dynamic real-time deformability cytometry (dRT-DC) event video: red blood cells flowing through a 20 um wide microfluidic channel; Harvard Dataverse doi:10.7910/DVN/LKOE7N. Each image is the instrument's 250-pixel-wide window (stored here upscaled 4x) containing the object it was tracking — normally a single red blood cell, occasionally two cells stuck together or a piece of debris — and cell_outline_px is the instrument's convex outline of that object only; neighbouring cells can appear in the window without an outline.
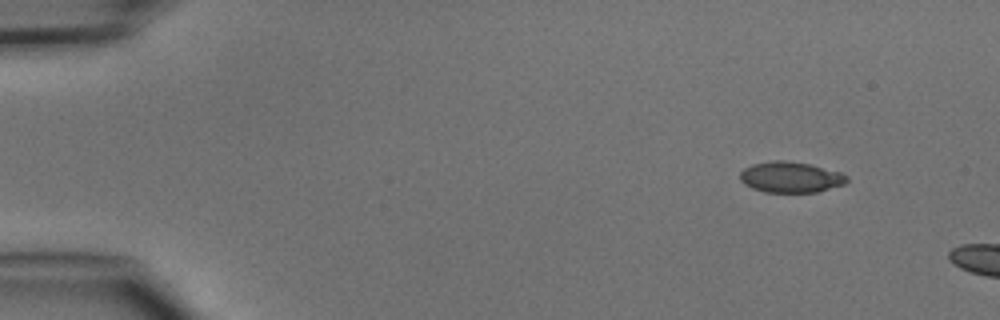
{"species": "common noctule bat (a hibernating species)", "species_latin": "Nyctalus noctula", "temperature_condition": "cold", "stored_images_in_passage": 3, "camera_frame_rate_fps": 3000, "um_per_image_px": 0.085, "animal": {"sex": "male", "body_mass_g": 15.6}, "frame": {"image": 1, "passage_image": 1, "time_ms": 0.0, "image_size_px": [1000, 320], "cell_outline_px": [[848, 180], [844, 184], [816, 192], [764, 192], [752, 188], [744, 184], [740, 180], [740, 172], [744, 168], [752, 164], [772, 160], [784, 160], [808, 164], [840, 172], [848, 176]], "centroid_in_image_um": [67.17, 15.06], "position_along_channel_um": 17.8, "area_um2": 19.13}}